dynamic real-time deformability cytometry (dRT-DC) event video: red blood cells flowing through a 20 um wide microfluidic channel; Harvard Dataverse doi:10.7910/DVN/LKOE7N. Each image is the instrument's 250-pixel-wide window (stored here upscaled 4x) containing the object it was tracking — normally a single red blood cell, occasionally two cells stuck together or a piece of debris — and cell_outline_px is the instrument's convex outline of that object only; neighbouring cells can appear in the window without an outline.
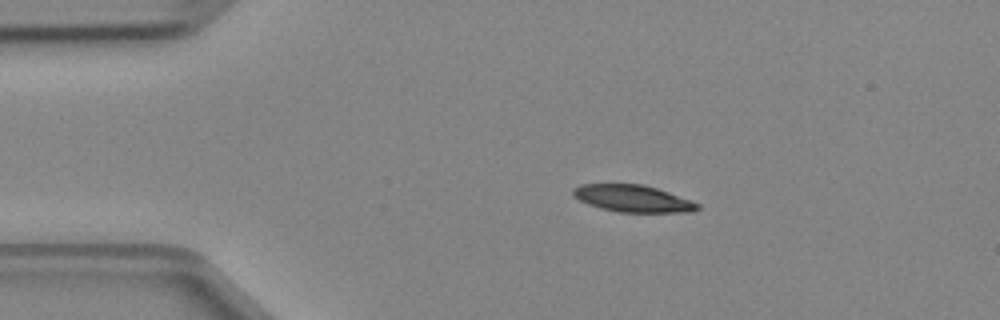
{"species": "Egyptian fruit bat (a non-hibernating species)", "species_latin": "Rousettus aegyptiacus", "temperature_condition": "cold", "stored_images_in_passage": 2, "camera_frame_rate_fps": 3000, "um_per_image_px": 0.085, "animal": {"sex": "female"}, "frame": {"image": 1, "passage_image": 1, "time_ms": 0.0, "image_size_px": [1000, 320], "cell_outline_px": [[700, 208], [692, 212], [620, 212], [600, 208], [588, 204], [580, 200], [572, 192], [572, 188], [580, 184], [644, 184], [692, 200], [700, 204]], "centroid_in_image_um": [53.81, 16.87], "position_along_channel_um": 31.2, "area_um2": 19.54}}